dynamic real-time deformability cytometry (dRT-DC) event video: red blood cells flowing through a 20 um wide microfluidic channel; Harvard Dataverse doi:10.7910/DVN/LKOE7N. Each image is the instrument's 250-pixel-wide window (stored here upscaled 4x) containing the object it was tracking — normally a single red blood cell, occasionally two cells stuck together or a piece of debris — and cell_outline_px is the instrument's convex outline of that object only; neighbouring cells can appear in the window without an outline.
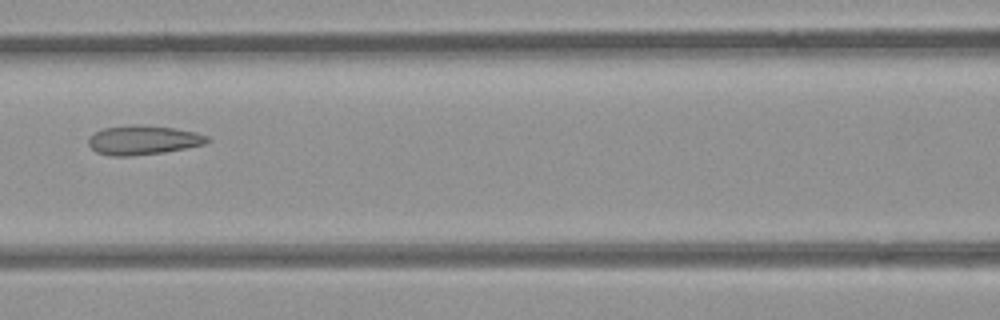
{"species": "common noctule bat (a hibernating species)", "species_latin": "Nyctalus noctula", "temperature_condition": "room temperature", "stored_images_in_passage": 8, "camera_frame_rate_fps": 3000, "um_per_image_px": 0.085, "animal": {"sex": "female", "body_mass_g": 21.9}, "frame": {"image": 1, "passage_image": 7, "time_ms": 7.0, "image_size_px": [1000, 320], "cell_outline_px": [[212, 140], [204, 144], [164, 152], [132, 156], [112, 156], [96, 152], [88, 144], [88, 140], [96, 132], [104, 128], [140, 124], [172, 128], [196, 132], [208, 136]], "centroid_in_image_um": [12.19, 11.91], "position_along_channel_um": 154.4, "area_um2": 20.06}}
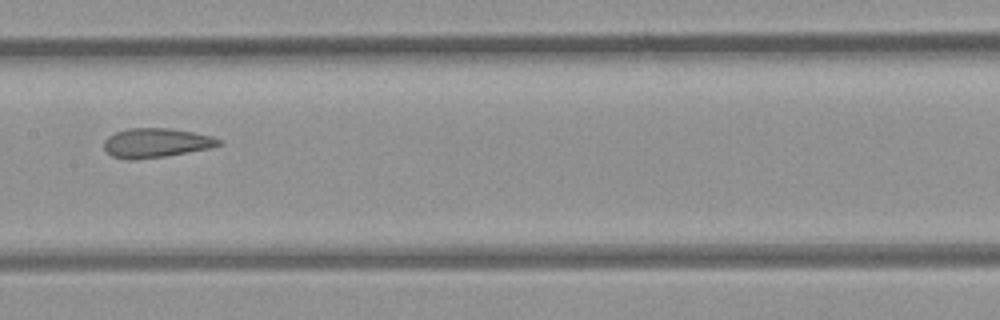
{"frame": {"image": 2, "passage_image": 8, "time_ms": 8.0, "image_size_px": [1000, 320], "cell_outline_px": [[224, 140], [220, 144], [212, 148], [164, 156], [128, 160], [112, 156], [104, 148], [104, 140], [108, 136], [116, 132], [128, 128], [172, 128], [212, 136]], "centroid_in_image_um": [13.28, 12.13], "position_along_channel_um": 194.1, "area_um2": 19.59}}